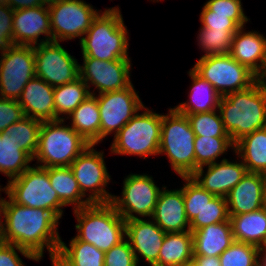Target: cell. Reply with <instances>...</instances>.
<instances>
[{
  "label": "cell",
  "mask_w": 266,
  "mask_h": 266,
  "mask_svg": "<svg viewBox=\"0 0 266 266\" xmlns=\"http://www.w3.org/2000/svg\"><path fill=\"white\" fill-rule=\"evenodd\" d=\"M5 200V240L29 251L39 262L46 247L49 254L58 251L59 218L46 209L31 208Z\"/></svg>",
  "instance_id": "cell-1"
},
{
  "label": "cell",
  "mask_w": 266,
  "mask_h": 266,
  "mask_svg": "<svg viewBox=\"0 0 266 266\" xmlns=\"http://www.w3.org/2000/svg\"><path fill=\"white\" fill-rule=\"evenodd\" d=\"M218 110L224 129L235 144L253 131L266 127V90L257 80L245 90L222 96Z\"/></svg>",
  "instance_id": "cell-2"
},
{
  "label": "cell",
  "mask_w": 266,
  "mask_h": 266,
  "mask_svg": "<svg viewBox=\"0 0 266 266\" xmlns=\"http://www.w3.org/2000/svg\"><path fill=\"white\" fill-rule=\"evenodd\" d=\"M118 7L105 9L93 19L80 41L82 57H93L101 61L131 59L127 52V27Z\"/></svg>",
  "instance_id": "cell-3"
},
{
  "label": "cell",
  "mask_w": 266,
  "mask_h": 266,
  "mask_svg": "<svg viewBox=\"0 0 266 266\" xmlns=\"http://www.w3.org/2000/svg\"><path fill=\"white\" fill-rule=\"evenodd\" d=\"M76 238L103 252L109 251L126 238V221L111 203H93L75 209Z\"/></svg>",
  "instance_id": "cell-4"
},
{
  "label": "cell",
  "mask_w": 266,
  "mask_h": 266,
  "mask_svg": "<svg viewBox=\"0 0 266 266\" xmlns=\"http://www.w3.org/2000/svg\"><path fill=\"white\" fill-rule=\"evenodd\" d=\"M65 119L44 121L39 130L38 149L33 161L43 168L70 166L89 144ZM63 124V125H62Z\"/></svg>",
  "instance_id": "cell-5"
},
{
  "label": "cell",
  "mask_w": 266,
  "mask_h": 266,
  "mask_svg": "<svg viewBox=\"0 0 266 266\" xmlns=\"http://www.w3.org/2000/svg\"><path fill=\"white\" fill-rule=\"evenodd\" d=\"M195 137L186 115L175 108L162 115L158 154L167 155L172 169L180 177H190L195 172Z\"/></svg>",
  "instance_id": "cell-6"
},
{
  "label": "cell",
  "mask_w": 266,
  "mask_h": 266,
  "mask_svg": "<svg viewBox=\"0 0 266 266\" xmlns=\"http://www.w3.org/2000/svg\"><path fill=\"white\" fill-rule=\"evenodd\" d=\"M143 112L136 115L114 136L111 145L112 154L159 155L162 114L143 107Z\"/></svg>",
  "instance_id": "cell-7"
},
{
  "label": "cell",
  "mask_w": 266,
  "mask_h": 266,
  "mask_svg": "<svg viewBox=\"0 0 266 266\" xmlns=\"http://www.w3.org/2000/svg\"><path fill=\"white\" fill-rule=\"evenodd\" d=\"M1 190L19 205L46 209L59 219L63 215L61 208L65 205L50 184L48 168L30 166L22 175L8 181Z\"/></svg>",
  "instance_id": "cell-8"
},
{
  "label": "cell",
  "mask_w": 266,
  "mask_h": 266,
  "mask_svg": "<svg viewBox=\"0 0 266 266\" xmlns=\"http://www.w3.org/2000/svg\"><path fill=\"white\" fill-rule=\"evenodd\" d=\"M192 70L208 81L221 96L245 90L258 80L252 71L229 53L202 56Z\"/></svg>",
  "instance_id": "cell-9"
},
{
  "label": "cell",
  "mask_w": 266,
  "mask_h": 266,
  "mask_svg": "<svg viewBox=\"0 0 266 266\" xmlns=\"http://www.w3.org/2000/svg\"><path fill=\"white\" fill-rule=\"evenodd\" d=\"M160 191L148 174H130L123 181L122 196L113 195L111 204L125 221L139 218L135 214L151 218Z\"/></svg>",
  "instance_id": "cell-10"
},
{
  "label": "cell",
  "mask_w": 266,
  "mask_h": 266,
  "mask_svg": "<svg viewBox=\"0 0 266 266\" xmlns=\"http://www.w3.org/2000/svg\"><path fill=\"white\" fill-rule=\"evenodd\" d=\"M52 41L61 42L82 36L89 30L97 9L83 0H58L48 5Z\"/></svg>",
  "instance_id": "cell-11"
},
{
  "label": "cell",
  "mask_w": 266,
  "mask_h": 266,
  "mask_svg": "<svg viewBox=\"0 0 266 266\" xmlns=\"http://www.w3.org/2000/svg\"><path fill=\"white\" fill-rule=\"evenodd\" d=\"M100 112V141L114 132V136L136 115L144 105L133 85L98 94Z\"/></svg>",
  "instance_id": "cell-12"
},
{
  "label": "cell",
  "mask_w": 266,
  "mask_h": 266,
  "mask_svg": "<svg viewBox=\"0 0 266 266\" xmlns=\"http://www.w3.org/2000/svg\"><path fill=\"white\" fill-rule=\"evenodd\" d=\"M89 145L70 165L74 178L84 196L89 190L88 200L93 203H111L113 195L105 187L111 179L104 161V152Z\"/></svg>",
  "instance_id": "cell-13"
},
{
  "label": "cell",
  "mask_w": 266,
  "mask_h": 266,
  "mask_svg": "<svg viewBox=\"0 0 266 266\" xmlns=\"http://www.w3.org/2000/svg\"><path fill=\"white\" fill-rule=\"evenodd\" d=\"M35 76L52 87L73 82L79 77V65L59 42L50 41L34 46Z\"/></svg>",
  "instance_id": "cell-14"
},
{
  "label": "cell",
  "mask_w": 266,
  "mask_h": 266,
  "mask_svg": "<svg viewBox=\"0 0 266 266\" xmlns=\"http://www.w3.org/2000/svg\"><path fill=\"white\" fill-rule=\"evenodd\" d=\"M34 47L16 45L0 58V98L18 100L35 77Z\"/></svg>",
  "instance_id": "cell-15"
},
{
  "label": "cell",
  "mask_w": 266,
  "mask_h": 266,
  "mask_svg": "<svg viewBox=\"0 0 266 266\" xmlns=\"http://www.w3.org/2000/svg\"><path fill=\"white\" fill-rule=\"evenodd\" d=\"M130 69V59L101 61L93 57H83V66L79 65V77L89 90L90 85H94L101 94L129 87L132 84Z\"/></svg>",
  "instance_id": "cell-16"
},
{
  "label": "cell",
  "mask_w": 266,
  "mask_h": 266,
  "mask_svg": "<svg viewBox=\"0 0 266 266\" xmlns=\"http://www.w3.org/2000/svg\"><path fill=\"white\" fill-rule=\"evenodd\" d=\"M43 34L45 40L39 39V42L38 38ZM13 35L17 45L34 47L52 41L48 5L14 10Z\"/></svg>",
  "instance_id": "cell-17"
},
{
  "label": "cell",
  "mask_w": 266,
  "mask_h": 266,
  "mask_svg": "<svg viewBox=\"0 0 266 266\" xmlns=\"http://www.w3.org/2000/svg\"><path fill=\"white\" fill-rule=\"evenodd\" d=\"M165 234L150 218L147 220L135 218L126 221V239L132 247L137 264L140 261L139 255L151 266H154L158 262V256Z\"/></svg>",
  "instance_id": "cell-18"
},
{
  "label": "cell",
  "mask_w": 266,
  "mask_h": 266,
  "mask_svg": "<svg viewBox=\"0 0 266 266\" xmlns=\"http://www.w3.org/2000/svg\"><path fill=\"white\" fill-rule=\"evenodd\" d=\"M206 167H208L206 174H203L204 167H200L190 177L214 196L226 197L247 173L242 161L233 163L225 158L220 163L216 162Z\"/></svg>",
  "instance_id": "cell-19"
},
{
  "label": "cell",
  "mask_w": 266,
  "mask_h": 266,
  "mask_svg": "<svg viewBox=\"0 0 266 266\" xmlns=\"http://www.w3.org/2000/svg\"><path fill=\"white\" fill-rule=\"evenodd\" d=\"M151 219L165 233L190 231V222L185 212L183 187L166 190L163 186Z\"/></svg>",
  "instance_id": "cell-20"
},
{
  "label": "cell",
  "mask_w": 266,
  "mask_h": 266,
  "mask_svg": "<svg viewBox=\"0 0 266 266\" xmlns=\"http://www.w3.org/2000/svg\"><path fill=\"white\" fill-rule=\"evenodd\" d=\"M265 183L266 175L247 172L226 196L229 216L250 213L262 208Z\"/></svg>",
  "instance_id": "cell-21"
},
{
  "label": "cell",
  "mask_w": 266,
  "mask_h": 266,
  "mask_svg": "<svg viewBox=\"0 0 266 266\" xmlns=\"http://www.w3.org/2000/svg\"><path fill=\"white\" fill-rule=\"evenodd\" d=\"M229 54L259 77L266 67V37L240 27L233 35Z\"/></svg>",
  "instance_id": "cell-22"
},
{
  "label": "cell",
  "mask_w": 266,
  "mask_h": 266,
  "mask_svg": "<svg viewBox=\"0 0 266 266\" xmlns=\"http://www.w3.org/2000/svg\"><path fill=\"white\" fill-rule=\"evenodd\" d=\"M17 101L25 116L42 122L56 120L54 87L41 78H32Z\"/></svg>",
  "instance_id": "cell-23"
},
{
  "label": "cell",
  "mask_w": 266,
  "mask_h": 266,
  "mask_svg": "<svg viewBox=\"0 0 266 266\" xmlns=\"http://www.w3.org/2000/svg\"><path fill=\"white\" fill-rule=\"evenodd\" d=\"M193 256L219 257L234 242L230 220L194 230Z\"/></svg>",
  "instance_id": "cell-24"
},
{
  "label": "cell",
  "mask_w": 266,
  "mask_h": 266,
  "mask_svg": "<svg viewBox=\"0 0 266 266\" xmlns=\"http://www.w3.org/2000/svg\"><path fill=\"white\" fill-rule=\"evenodd\" d=\"M234 241L266 247V210L229 216Z\"/></svg>",
  "instance_id": "cell-25"
},
{
  "label": "cell",
  "mask_w": 266,
  "mask_h": 266,
  "mask_svg": "<svg viewBox=\"0 0 266 266\" xmlns=\"http://www.w3.org/2000/svg\"><path fill=\"white\" fill-rule=\"evenodd\" d=\"M188 74L192 79L189 101L180 103L175 109L181 114H195L217 110L222 96L208 81L202 79L192 69L189 70Z\"/></svg>",
  "instance_id": "cell-26"
},
{
  "label": "cell",
  "mask_w": 266,
  "mask_h": 266,
  "mask_svg": "<svg viewBox=\"0 0 266 266\" xmlns=\"http://www.w3.org/2000/svg\"><path fill=\"white\" fill-rule=\"evenodd\" d=\"M94 90L69 116L70 126L89 144L100 143V112Z\"/></svg>",
  "instance_id": "cell-27"
},
{
  "label": "cell",
  "mask_w": 266,
  "mask_h": 266,
  "mask_svg": "<svg viewBox=\"0 0 266 266\" xmlns=\"http://www.w3.org/2000/svg\"><path fill=\"white\" fill-rule=\"evenodd\" d=\"M234 152L247 172L266 175V127L244 136L235 143Z\"/></svg>",
  "instance_id": "cell-28"
},
{
  "label": "cell",
  "mask_w": 266,
  "mask_h": 266,
  "mask_svg": "<svg viewBox=\"0 0 266 266\" xmlns=\"http://www.w3.org/2000/svg\"><path fill=\"white\" fill-rule=\"evenodd\" d=\"M193 235L191 231L166 233L158 262L154 266H181L192 262Z\"/></svg>",
  "instance_id": "cell-29"
},
{
  "label": "cell",
  "mask_w": 266,
  "mask_h": 266,
  "mask_svg": "<svg viewBox=\"0 0 266 266\" xmlns=\"http://www.w3.org/2000/svg\"><path fill=\"white\" fill-rule=\"evenodd\" d=\"M48 176L52 188L65 206L73 205V210H75L92 204L87 197L84 200L85 196L82 194L70 166L50 167Z\"/></svg>",
  "instance_id": "cell-30"
},
{
  "label": "cell",
  "mask_w": 266,
  "mask_h": 266,
  "mask_svg": "<svg viewBox=\"0 0 266 266\" xmlns=\"http://www.w3.org/2000/svg\"><path fill=\"white\" fill-rule=\"evenodd\" d=\"M91 94L87 84L80 77L73 82L54 87L56 120L65 119L60 115L71 114Z\"/></svg>",
  "instance_id": "cell-31"
},
{
  "label": "cell",
  "mask_w": 266,
  "mask_h": 266,
  "mask_svg": "<svg viewBox=\"0 0 266 266\" xmlns=\"http://www.w3.org/2000/svg\"><path fill=\"white\" fill-rule=\"evenodd\" d=\"M32 161L10 136L0 133V172L9 177V181L22 175Z\"/></svg>",
  "instance_id": "cell-32"
},
{
  "label": "cell",
  "mask_w": 266,
  "mask_h": 266,
  "mask_svg": "<svg viewBox=\"0 0 266 266\" xmlns=\"http://www.w3.org/2000/svg\"><path fill=\"white\" fill-rule=\"evenodd\" d=\"M42 121L25 116L2 132L17 144L32 160L38 149L39 130Z\"/></svg>",
  "instance_id": "cell-33"
},
{
  "label": "cell",
  "mask_w": 266,
  "mask_h": 266,
  "mask_svg": "<svg viewBox=\"0 0 266 266\" xmlns=\"http://www.w3.org/2000/svg\"><path fill=\"white\" fill-rule=\"evenodd\" d=\"M58 252L73 266H104L105 252L76 237L70 240L69 248L61 240Z\"/></svg>",
  "instance_id": "cell-34"
},
{
  "label": "cell",
  "mask_w": 266,
  "mask_h": 266,
  "mask_svg": "<svg viewBox=\"0 0 266 266\" xmlns=\"http://www.w3.org/2000/svg\"><path fill=\"white\" fill-rule=\"evenodd\" d=\"M235 147L230 137L196 136L194 141L195 171L197 168L216 163L218 157Z\"/></svg>",
  "instance_id": "cell-35"
},
{
  "label": "cell",
  "mask_w": 266,
  "mask_h": 266,
  "mask_svg": "<svg viewBox=\"0 0 266 266\" xmlns=\"http://www.w3.org/2000/svg\"><path fill=\"white\" fill-rule=\"evenodd\" d=\"M237 31L209 30L201 27L197 38L198 45L205 52L203 56L228 54L231 50L233 35Z\"/></svg>",
  "instance_id": "cell-36"
},
{
  "label": "cell",
  "mask_w": 266,
  "mask_h": 266,
  "mask_svg": "<svg viewBox=\"0 0 266 266\" xmlns=\"http://www.w3.org/2000/svg\"><path fill=\"white\" fill-rule=\"evenodd\" d=\"M219 110L195 114H184L187 116L195 136L207 137H230L224 129Z\"/></svg>",
  "instance_id": "cell-37"
},
{
  "label": "cell",
  "mask_w": 266,
  "mask_h": 266,
  "mask_svg": "<svg viewBox=\"0 0 266 266\" xmlns=\"http://www.w3.org/2000/svg\"><path fill=\"white\" fill-rule=\"evenodd\" d=\"M260 248L249 243L234 241L220 256L221 266H258Z\"/></svg>",
  "instance_id": "cell-38"
},
{
  "label": "cell",
  "mask_w": 266,
  "mask_h": 266,
  "mask_svg": "<svg viewBox=\"0 0 266 266\" xmlns=\"http://www.w3.org/2000/svg\"><path fill=\"white\" fill-rule=\"evenodd\" d=\"M186 183L183 185V197L186 216L191 222L215 196L199 184L191 177H181Z\"/></svg>",
  "instance_id": "cell-39"
},
{
  "label": "cell",
  "mask_w": 266,
  "mask_h": 266,
  "mask_svg": "<svg viewBox=\"0 0 266 266\" xmlns=\"http://www.w3.org/2000/svg\"><path fill=\"white\" fill-rule=\"evenodd\" d=\"M228 220L229 214L226 197L215 196L190 222V231L193 232L204 226L222 223Z\"/></svg>",
  "instance_id": "cell-40"
},
{
  "label": "cell",
  "mask_w": 266,
  "mask_h": 266,
  "mask_svg": "<svg viewBox=\"0 0 266 266\" xmlns=\"http://www.w3.org/2000/svg\"><path fill=\"white\" fill-rule=\"evenodd\" d=\"M205 6L213 14H232V20L239 26L244 27L250 19L245 16L241 0H208Z\"/></svg>",
  "instance_id": "cell-41"
},
{
  "label": "cell",
  "mask_w": 266,
  "mask_h": 266,
  "mask_svg": "<svg viewBox=\"0 0 266 266\" xmlns=\"http://www.w3.org/2000/svg\"><path fill=\"white\" fill-rule=\"evenodd\" d=\"M14 10L0 4V54L11 51L17 44L13 35Z\"/></svg>",
  "instance_id": "cell-42"
},
{
  "label": "cell",
  "mask_w": 266,
  "mask_h": 266,
  "mask_svg": "<svg viewBox=\"0 0 266 266\" xmlns=\"http://www.w3.org/2000/svg\"><path fill=\"white\" fill-rule=\"evenodd\" d=\"M132 247L125 238L105 252L104 266H137Z\"/></svg>",
  "instance_id": "cell-43"
},
{
  "label": "cell",
  "mask_w": 266,
  "mask_h": 266,
  "mask_svg": "<svg viewBox=\"0 0 266 266\" xmlns=\"http://www.w3.org/2000/svg\"><path fill=\"white\" fill-rule=\"evenodd\" d=\"M202 28L209 30H239V26L232 20V14H213L205 5L200 14Z\"/></svg>",
  "instance_id": "cell-44"
},
{
  "label": "cell",
  "mask_w": 266,
  "mask_h": 266,
  "mask_svg": "<svg viewBox=\"0 0 266 266\" xmlns=\"http://www.w3.org/2000/svg\"><path fill=\"white\" fill-rule=\"evenodd\" d=\"M25 117L17 100L0 98V133Z\"/></svg>",
  "instance_id": "cell-45"
},
{
  "label": "cell",
  "mask_w": 266,
  "mask_h": 266,
  "mask_svg": "<svg viewBox=\"0 0 266 266\" xmlns=\"http://www.w3.org/2000/svg\"><path fill=\"white\" fill-rule=\"evenodd\" d=\"M16 250L24 257L37 261L29 251L19 248L14 244L5 243L0 245V266H25Z\"/></svg>",
  "instance_id": "cell-46"
},
{
  "label": "cell",
  "mask_w": 266,
  "mask_h": 266,
  "mask_svg": "<svg viewBox=\"0 0 266 266\" xmlns=\"http://www.w3.org/2000/svg\"><path fill=\"white\" fill-rule=\"evenodd\" d=\"M7 5L13 9L33 8L46 5L43 0H8Z\"/></svg>",
  "instance_id": "cell-47"
},
{
  "label": "cell",
  "mask_w": 266,
  "mask_h": 266,
  "mask_svg": "<svg viewBox=\"0 0 266 266\" xmlns=\"http://www.w3.org/2000/svg\"><path fill=\"white\" fill-rule=\"evenodd\" d=\"M192 262L195 266H221L219 257L193 256Z\"/></svg>",
  "instance_id": "cell-48"
},
{
  "label": "cell",
  "mask_w": 266,
  "mask_h": 266,
  "mask_svg": "<svg viewBox=\"0 0 266 266\" xmlns=\"http://www.w3.org/2000/svg\"><path fill=\"white\" fill-rule=\"evenodd\" d=\"M1 191V188H0ZM5 217V199L0 198V245L6 243L5 240V222L1 221L2 216Z\"/></svg>",
  "instance_id": "cell-49"
},
{
  "label": "cell",
  "mask_w": 266,
  "mask_h": 266,
  "mask_svg": "<svg viewBox=\"0 0 266 266\" xmlns=\"http://www.w3.org/2000/svg\"><path fill=\"white\" fill-rule=\"evenodd\" d=\"M52 266H73L58 251L49 254Z\"/></svg>",
  "instance_id": "cell-50"
},
{
  "label": "cell",
  "mask_w": 266,
  "mask_h": 266,
  "mask_svg": "<svg viewBox=\"0 0 266 266\" xmlns=\"http://www.w3.org/2000/svg\"><path fill=\"white\" fill-rule=\"evenodd\" d=\"M265 252V253H264ZM263 254V255H261ZM263 256V258H262ZM258 258H262V262L258 259V266H266V247L260 248Z\"/></svg>",
  "instance_id": "cell-51"
},
{
  "label": "cell",
  "mask_w": 266,
  "mask_h": 266,
  "mask_svg": "<svg viewBox=\"0 0 266 266\" xmlns=\"http://www.w3.org/2000/svg\"><path fill=\"white\" fill-rule=\"evenodd\" d=\"M258 80L261 82L262 86L266 90V67H265L263 73L258 77Z\"/></svg>",
  "instance_id": "cell-52"
},
{
  "label": "cell",
  "mask_w": 266,
  "mask_h": 266,
  "mask_svg": "<svg viewBox=\"0 0 266 266\" xmlns=\"http://www.w3.org/2000/svg\"><path fill=\"white\" fill-rule=\"evenodd\" d=\"M263 209L266 210V183H265V186H264Z\"/></svg>",
  "instance_id": "cell-53"
},
{
  "label": "cell",
  "mask_w": 266,
  "mask_h": 266,
  "mask_svg": "<svg viewBox=\"0 0 266 266\" xmlns=\"http://www.w3.org/2000/svg\"><path fill=\"white\" fill-rule=\"evenodd\" d=\"M46 5L57 2L58 0H43Z\"/></svg>",
  "instance_id": "cell-54"
},
{
  "label": "cell",
  "mask_w": 266,
  "mask_h": 266,
  "mask_svg": "<svg viewBox=\"0 0 266 266\" xmlns=\"http://www.w3.org/2000/svg\"><path fill=\"white\" fill-rule=\"evenodd\" d=\"M7 3H8V0H0L1 5H7Z\"/></svg>",
  "instance_id": "cell-55"
},
{
  "label": "cell",
  "mask_w": 266,
  "mask_h": 266,
  "mask_svg": "<svg viewBox=\"0 0 266 266\" xmlns=\"http://www.w3.org/2000/svg\"><path fill=\"white\" fill-rule=\"evenodd\" d=\"M181 266H195V265L193 264V262H190L188 264H184V265H181Z\"/></svg>",
  "instance_id": "cell-56"
}]
</instances>
